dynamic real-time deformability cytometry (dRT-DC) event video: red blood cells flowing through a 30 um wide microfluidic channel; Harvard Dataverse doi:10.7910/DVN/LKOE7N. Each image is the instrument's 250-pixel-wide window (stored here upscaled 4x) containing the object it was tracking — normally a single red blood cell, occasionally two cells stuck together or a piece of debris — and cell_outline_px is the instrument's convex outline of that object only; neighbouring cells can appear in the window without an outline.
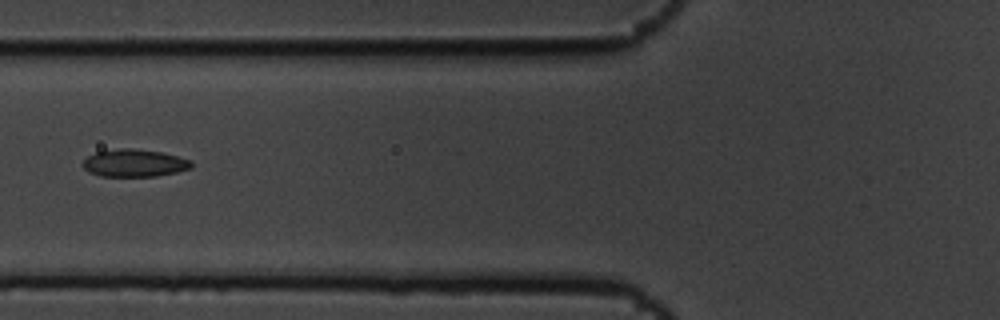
{"species": "common noctule bat (a hibernating species)", "species_latin": "Nyctalus noctula", "temperature_condition": "cold", "stored_images_in_passage": 6, "camera_frame_rate_fps": 3000, "um_per_image_px": 0.085, "animal": {"sex": "male", "body_mass_g": 19.5, "forearm_length_mm": 54.6}, "frame": {"image": 1, "passage_image": 3, "time_ms": 0.667, "image_size_px": [1000, 320], "cell_outline_px": [[192, 168], [176, 172], [156, 176], [100, 176], [88, 172], [80, 164], [88, 156], [96, 152], [116, 148], [132, 148], [160, 152], [192, 160]], "centroid_in_image_um": [11.39, 13.86], "position_along_channel_um": 114.4, "area_um2": 17.46}}
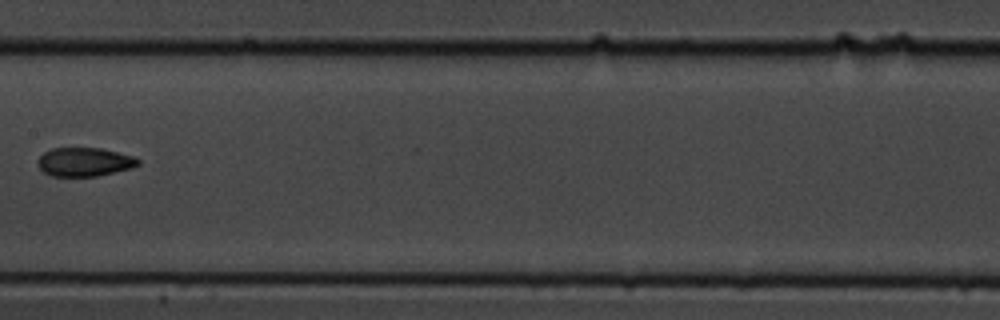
{"frame": {"image": 2, "passage_image": 5, "time_ms": 1.333, "image_size_px": [1000, 320], "cell_outline_px": [[140, 164], [132, 168], [96, 176], [52, 176], [44, 172], [36, 164], [36, 160], [44, 152], [52, 148], [100, 148], [132, 156], [140, 160]], "centroid_in_image_um": [7.15, 13.76], "position_along_channel_um": 200.3, "area_um2": 16.76}}
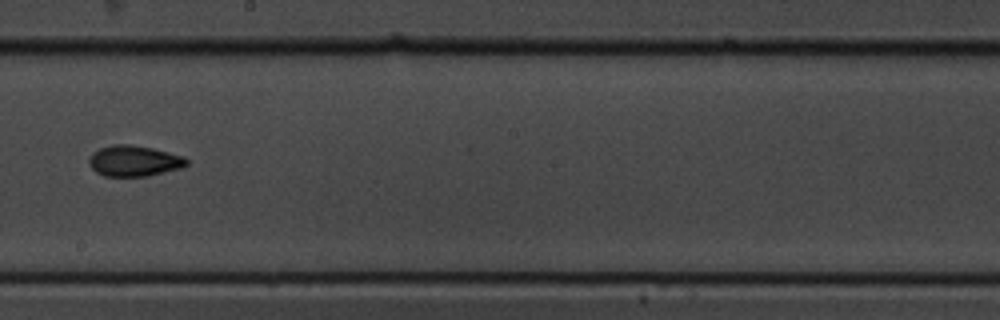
{"frame": {"image": 3, "passage_image": 6, "time_ms": 1.667, "image_size_px": [1000, 320], "cell_outline_px": [[188, 164], [184, 168], [148, 176], [104, 176], [96, 172], [88, 164], [88, 160], [100, 148], [112, 144], [128, 144], [152, 148], [184, 156], [188, 160]], "centroid_in_image_um": [11.44, 13.69], "position_along_channel_um": 236.8, "area_um2": 17.57}}